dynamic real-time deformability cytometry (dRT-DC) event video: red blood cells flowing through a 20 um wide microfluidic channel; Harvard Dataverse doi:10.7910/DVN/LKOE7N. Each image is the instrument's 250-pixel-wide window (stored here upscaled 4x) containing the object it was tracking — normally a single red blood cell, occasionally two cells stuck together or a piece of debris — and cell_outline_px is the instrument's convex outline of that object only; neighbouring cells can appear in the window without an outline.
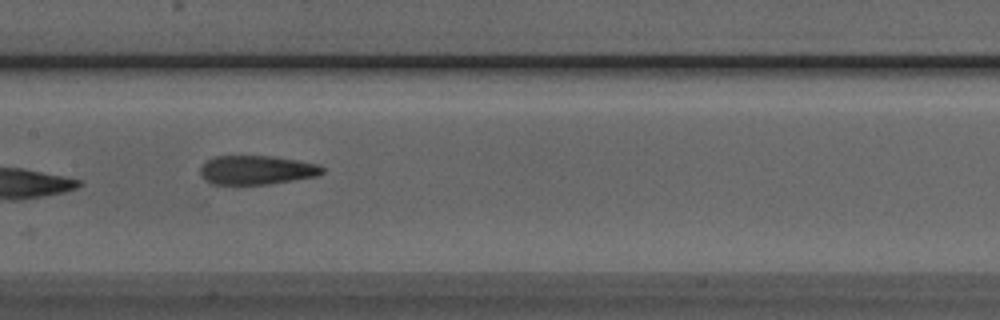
{"species": "Egyptian fruit bat (a non-hibernating species)", "species_latin": "Rousettus aegyptiacus", "temperature_condition": "room temperature", "stored_images_in_passage": 9, "camera_frame_rate_fps": 3000, "um_per_image_px": 0.085, "animal": {"sex": "male"}, "frame": {"image": 1, "passage_image": 8, "time_ms": 2.333, "image_size_px": [1000, 320], "cell_outline_px": [[324, 172], [316, 176], [268, 184], [212, 184], [204, 180], [200, 176], [200, 168], [204, 160], [216, 156], [276, 156], [320, 164], [324, 168]], "centroid_in_image_um": [21.79, 14.44], "position_along_channel_um": 185.6, "area_um2": 20.87}}
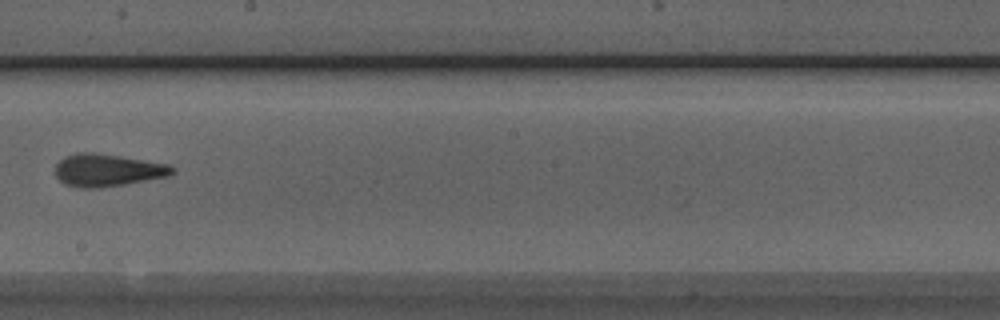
{"frame": {"image": 2, "passage_image": 9, "time_ms": 2.667, "image_size_px": [1000, 320], "cell_outline_px": [[176, 172], [168, 176], [124, 184], [100, 188], [76, 188], [64, 184], [56, 176], [56, 164], [64, 156], [76, 152], [96, 152], [168, 164], [176, 168]], "centroid_in_image_um": [9.12, 14.46], "position_along_channel_um": 239.1, "area_um2": 22.31}}